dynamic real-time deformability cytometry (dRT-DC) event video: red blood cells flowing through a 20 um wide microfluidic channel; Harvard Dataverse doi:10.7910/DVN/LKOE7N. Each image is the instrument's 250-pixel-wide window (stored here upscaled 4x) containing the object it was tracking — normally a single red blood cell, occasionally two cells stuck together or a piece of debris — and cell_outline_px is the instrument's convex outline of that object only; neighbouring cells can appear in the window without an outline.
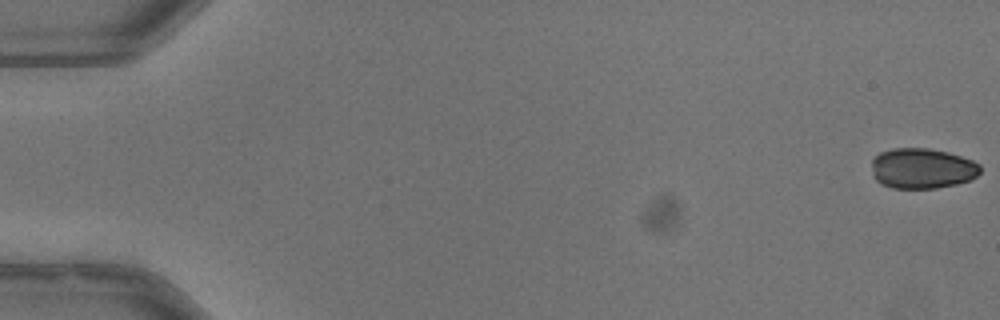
{"species": "common noctule bat (a hibernating species)", "species_latin": "Nyctalus noctula", "temperature_condition": "warm", "stored_images_in_passage": 53, "camera_frame_rate_fps": 3000, "um_per_image_px": 0.085, "animal": {"sex": "male", "body_mass_g": 13.3}, "frame": {"image": 1, "passage_image": 1, "time_ms": 0.0, "image_size_px": [1000, 320], "cell_outline_px": [[980, 172], [972, 180], [956, 184], [936, 188], [892, 188], [880, 184], [872, 176], [872, 160], [880, 152], [892, 148], [928, 148], [948, 152], [972, 160], [980, 164]], "centroid_in_image_um": [78.37, 14.32], "position_along_channel_um": 6.6, "area_um2": 25.78}}
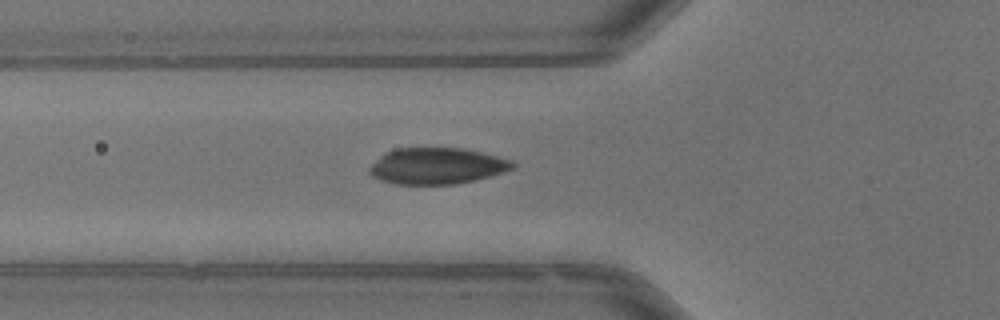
{"frame": {"image": 2, "passage_image": 20, "time_ms": 6.333, "image_size_px": [1000, 320], "cell_outline_px": [[516, 168], [504, 172], [456, 184], [396, 184], [380, 180], [372, 176], [368, 172], [368, 168], [384, 152], [396, 148], [464, 148], [512, 160], [516, 164]], "centroid_in_image_um": [37.12, 14.1], "position_along_channel_um": 88.7, "area_um2": 30.29}}
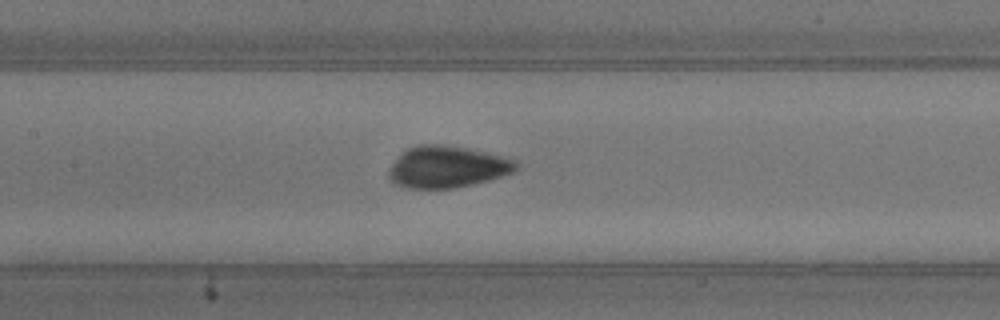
{"frame": {"image": 3, "passage_image": 26, "time_ms": 8.333, "image_size_px": [1000, 320], "cell_outline_px": [[520, 168], [516, 172], [488, 180], [472, 184], [452, 188], [408, 188], [392, 184], [388, 176], [388, 172], [392, 164], [408, 148], [416, 144], [444, 144], [468, 148], [516, 160]], "centroid_in_image_um": [38.02, 14.19], "position_along_channel_um": 169.4, "area_um2": 30.98}, "authors_computed_cell_mechanics": {"area_um2": 29.767, "velocity_mm_per_s": 3.9851, "shape_relaxation_time_tau1_ms": 3.9319, "shape_relaxation_time_tau2_ms": null, "deformation_change_tau1": 0.1545, "deformation_change_tau2": null}}